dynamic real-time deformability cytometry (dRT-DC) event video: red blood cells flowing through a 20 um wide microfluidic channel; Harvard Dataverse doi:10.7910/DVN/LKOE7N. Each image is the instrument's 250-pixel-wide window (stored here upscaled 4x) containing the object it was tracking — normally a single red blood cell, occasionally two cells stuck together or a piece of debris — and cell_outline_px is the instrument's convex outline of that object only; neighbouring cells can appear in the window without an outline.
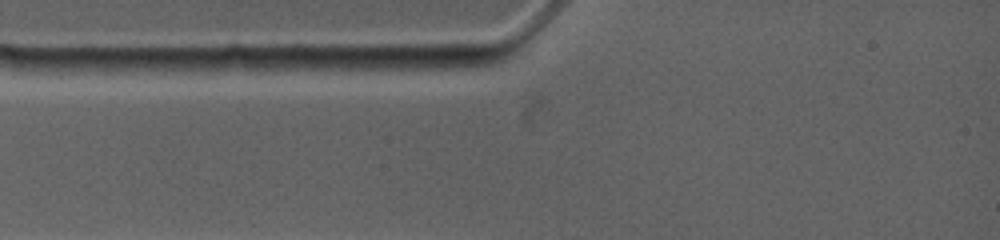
{"species": "common noctule bat (a hibernating species)", "species_latin": "Nyctalus noctula", "temperature_condition": "warm", "stored_images_in_passage": 2, "camera_frame_rate_fps": 4500, "um_per_image_px": 0.085, "animal": {"sex": "female", "body_mass_g": 19.0, "forearm_length_mm": 53.3}, "frame": {"image": 1, "passage_image": 1, "time_ms": 0.0, "image_size_px": [1000, 240], "cell_outline_px": [[500, 60], [492, 64], [464, 72], [456, 72], [364, 68], [372, 56], [480, 56]], "centroid_in_image_um": [36.56, 5.36], "position_along_channel_um": 48.4, "area_um2": 12.37}}